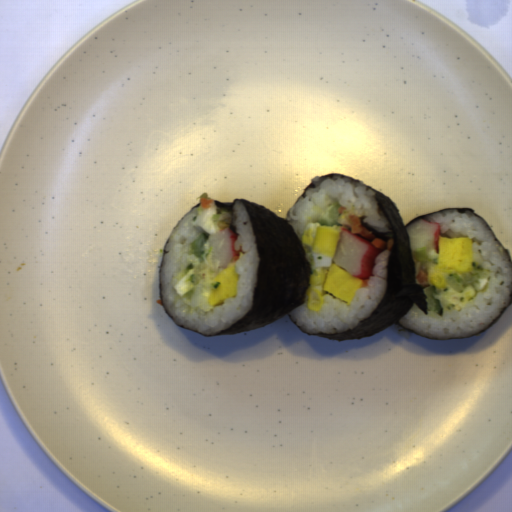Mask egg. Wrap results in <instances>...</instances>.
I'll return each instance as SVG.
<instances>
[{"label": "egg", "mask_w": 512, "mask_h": 512, "mask_svg": "<svg viewBox=\"0 0 512 512\" xmlns=\"http://www.w3.org/2000/svg\"><path fill=\"white\" fill-rule=\"evenodd\" d=\"M474 239L469 236H439L435 269L446 278V290L433 293L445 310H462L488 283L472 275Z\"/></svg>", "instance_id": "obj_1"}, {"label": "egg", "mask_w": 512, "mask_h": 512, "mask_svg": "<svg viewBox=\"0 0 512 512\" xmlns=\"http://www.w3.org/2000/svg\"><path fill=\"white\" fill-rule=\"evenodd\" d=\"M342 228L310 221L306 224L300 240L305 249L306 260L311 265V273L318 268L328 270L322 294L334 296L348 306L362 286L363 278L355 277L333 261Z\"/></svg>", "instance_id": "obj_2"}, {"label": "egg", "mask_w": 512, "mask_h": 512, "mask_svg": "<svg viewBox=\"0 0 512 512\" xmlns=\"http://www.w3.org/2000/svg\"><path fill=\"white\" fill-rule=\"evenodd\" d=\"M213 266V250L200 266L182 276L174 289L185 304L191 307L196 286L201 283L208 294L207 305L222 306L227 299L237 297L241 274L236 273V261L227 263L226 268Z\"/></svg>", "instance_id": "obj_3"}, {"label": "egg", "mask_w": 512, "mask_h": 512, "mask_svg": "<svg viewBox=\"0 0 512 512\" xmlns=\"http://www.w3.org/2000/svg\"><path fill=\"white\" fill-rule=\"evenodd\" d=\"M193 225L195 229L209 237L224 229H232V216L228 210L219 208L214 202L208 208L199 207L193 219Z\"/></svg>", "instance_id": "obj_4"}]
</instances>
